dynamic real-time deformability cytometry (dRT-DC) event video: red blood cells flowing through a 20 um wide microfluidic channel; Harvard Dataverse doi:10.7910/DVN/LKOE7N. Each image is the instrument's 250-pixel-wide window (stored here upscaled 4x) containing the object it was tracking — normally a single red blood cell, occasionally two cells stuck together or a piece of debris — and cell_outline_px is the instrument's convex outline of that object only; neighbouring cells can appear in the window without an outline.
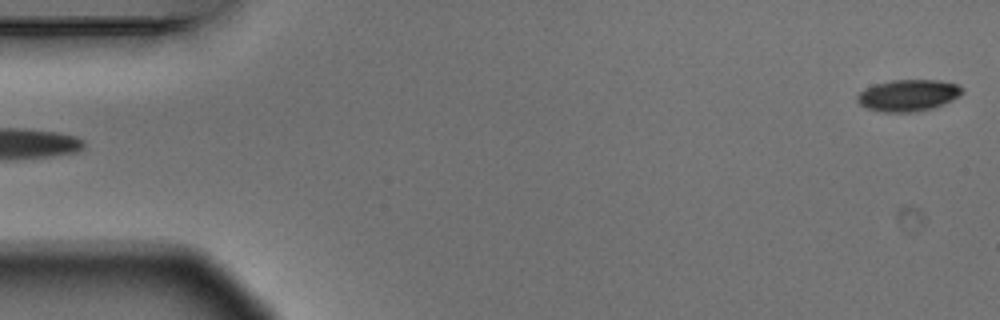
{"species": "Egyptian fruit bat (a non-hibernating species)", "species_latin": "Rousettus aegyptiacus", "temperature_condition": "warm", "stored_images_in_passage": 5, "camera_frame_rate_fps": 3000, "um_per_image_px": 0.085, "animal": {"sex": "male"}, "frame": {"image": 1, "passage_image": 1, "time_ms": 0.0, "image_size_px": [1000, 320], "cell_outline_px": [[964, 92], [960, 96], [952, 100], [932, 108], [912, 112], [884, 112], [868, 108], [860, 104], [856, 100], [856, 96], [864, 88], [876, 84], [892, 80], [940, 80], [956, 84], [964, 88]], "centroid_in_image_um": [77.21, 8.09], "position_along_channel_um": 7.8, "area_um2": 19.31}}
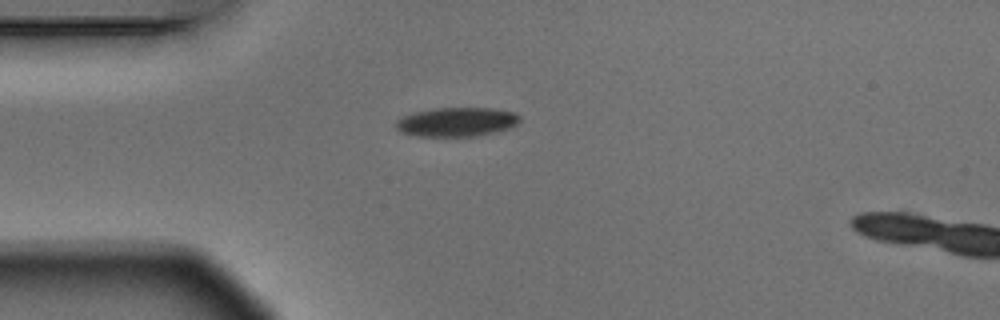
{"frame": {"image": 2, "passage_image": 4, "time_ms": 1.0, "image_size_px": [1000, 320], "cell_outline_px": [[520, 120], [516, 124], [508, 128], [496, 132], [476, 136], [416, 136], [396, 132], [396, 120], [404, 116], [416, 112], [436, 108], [492, 108], [516, 112], [520, 116]], "centroid_in_image_um": [38.81, 10.37], "position_along_channel_um": 46.2, "area_um2": 21.1}}